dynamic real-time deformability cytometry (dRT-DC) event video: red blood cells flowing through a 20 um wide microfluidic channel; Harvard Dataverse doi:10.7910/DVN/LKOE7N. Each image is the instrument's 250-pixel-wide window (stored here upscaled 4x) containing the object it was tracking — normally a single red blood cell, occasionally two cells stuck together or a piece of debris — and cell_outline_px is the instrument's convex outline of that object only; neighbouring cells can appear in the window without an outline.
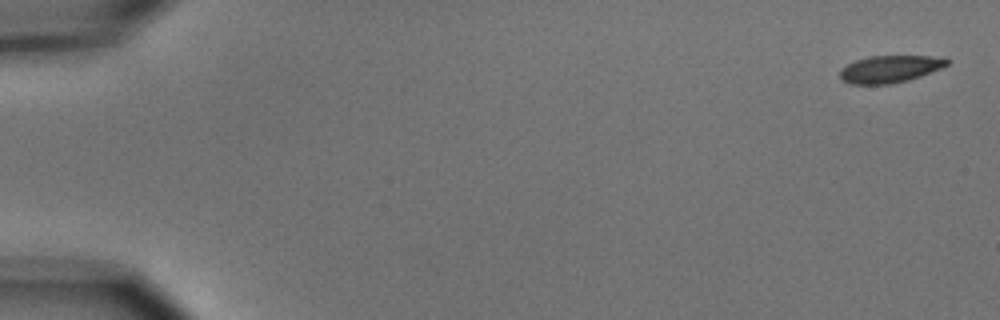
{"species": "common noctule bat (a hibernating species)", "species_latin": "Nyctalus noctula", "temperature_condition": "cold", "stored_images_in_passage": 5, "camera_frame_rate_fps": 3000, "um_per_image_px": 0.085, "animal": {"sex": "male", "body_mass_g": 15.6}, "frame": {"image": 1, "passage_image": 1, "time_ms": 0.0, "image_size_px": [1000, 320], "cell_outline_px": [[948, 64], [940, 68], [920, 76], [908, 80], [892, 84], [848, 84], [840, 80], [840, 68], [856, 60], [868, 56], [928, 56], [948, 60]], "centroid_in_image_um": [75.55, 5.88], "position_along_channel_um": 9.5, "area_um2": 16.82}}
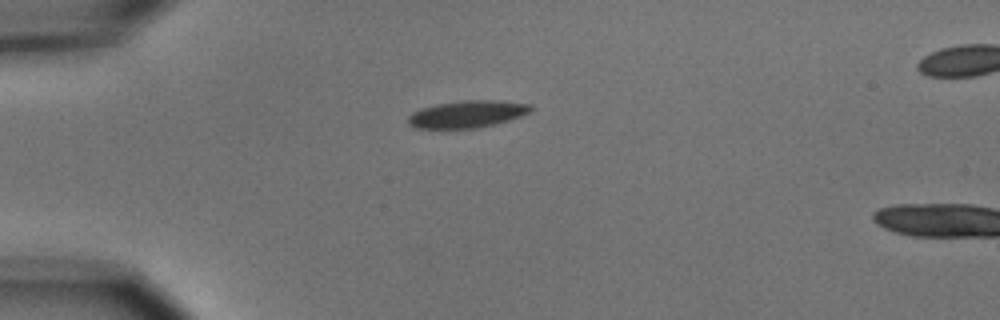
{"frame": {"image": 2, "passage_image": 4, "time_ms": 4.333, "image_size_px": [1000, 320], "cell_outline_px": [[532, 112], [496, 124], [476, 128], [416, 128], [408, 124], [408, 116], [412, 112], [420, 108], [436, 104], [460, 100], [496, 100], [532, 104]], "centroid_in_image_um": [39.71, 9.69], "position_along_channel_um": 45.3, "area_um2": 19.54}}